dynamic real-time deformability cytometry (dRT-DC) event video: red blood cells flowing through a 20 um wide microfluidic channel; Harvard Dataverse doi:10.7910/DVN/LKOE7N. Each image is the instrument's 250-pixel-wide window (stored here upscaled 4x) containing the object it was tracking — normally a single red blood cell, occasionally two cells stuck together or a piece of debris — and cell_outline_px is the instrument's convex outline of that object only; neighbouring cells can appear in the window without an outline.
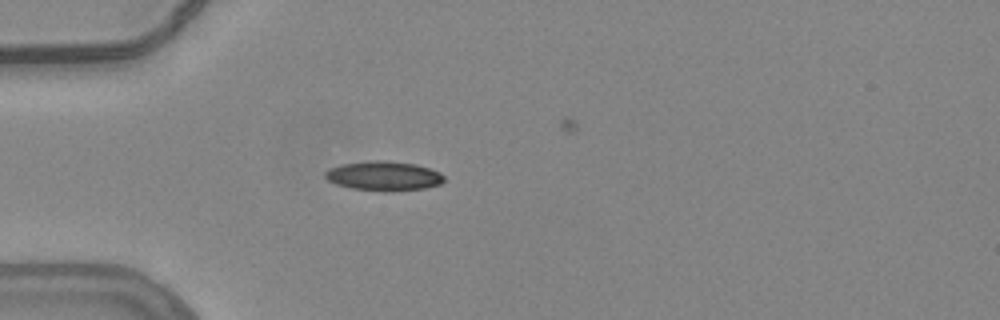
{"species": "common noctule bat (a hibernating species)", "species_latin": "Nyctalus noctula", "temperature_condition": "warm", "stored_images_in_passage": 29, "camera_frame_rate_fps": 3000, "um_per_image_px": 0.085, "animal": {"sex": "female", "body_mass_g": 24.6, "forearm_length_mm": 56.2}, "frame": {"image": 1, "passage_image": 1, "time_ms": 0.0, "image_size_px": [1000, 320], "cell_outline_px": [[444, 180], [440, 184], [424, 188], [384, 192], [352, 188], [336, 184], [328, 180], [324, 176], [324, 172], [328, 168], [340, 164], [368, 160], [388, 160], [416, 164], [440, 172], [444, 176]], "centroid_in_image_um": [32.58, 14.94], "position_along_channel_um": 52.4, "area_um2": 20.63}}
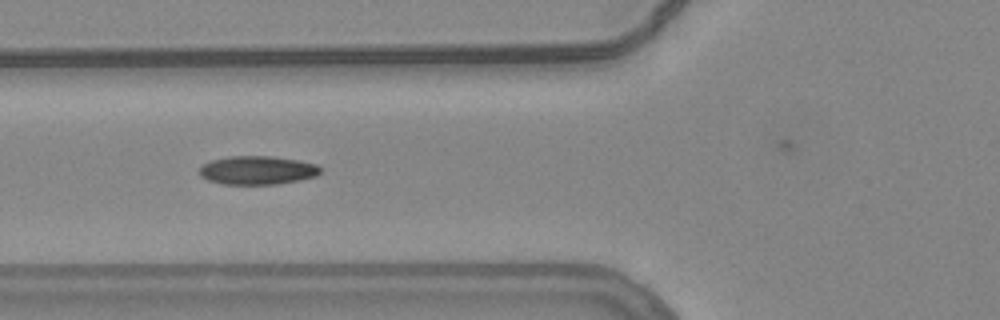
{"frame": {"image": 2, "passage_image": 6, "time_ms": 1.667, "image_size_px": [1000, 320], "cell_outline_px": [[324, 168], [316, 176], [300, 180], [276, 184], [224, 184], [208, 180], [200, 176], [200, 168], [204, 164], [212, 160], [228, 156], [272, 156], [320, 164]], "centroid_in_image_um": [21.93, 14.46], "position_along_channel_um": 103.9, "area_um2": 20.23}}
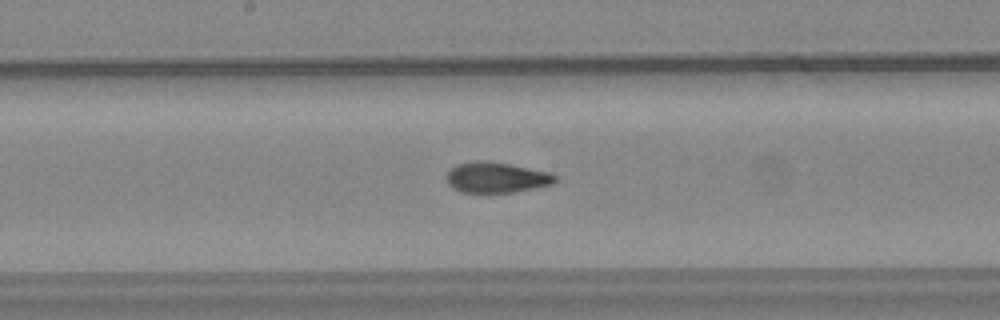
{"frame": {"image": 3, "passage_image": 14, "time_ms": 4.333, "image_size_px": [1000, 320], "cell_outline_px": [[556, 180], [552, 184], [512, 192], [460, 192], [452, 188], [448, 184], [444, 176], [456, 164], [480, 160], [488, 160], [552, 172], [556, 176]], "centroid_in_image_um": [42.16, 15.07], "position_along_channel_um": 206.0, "area_um2": 19.42}}